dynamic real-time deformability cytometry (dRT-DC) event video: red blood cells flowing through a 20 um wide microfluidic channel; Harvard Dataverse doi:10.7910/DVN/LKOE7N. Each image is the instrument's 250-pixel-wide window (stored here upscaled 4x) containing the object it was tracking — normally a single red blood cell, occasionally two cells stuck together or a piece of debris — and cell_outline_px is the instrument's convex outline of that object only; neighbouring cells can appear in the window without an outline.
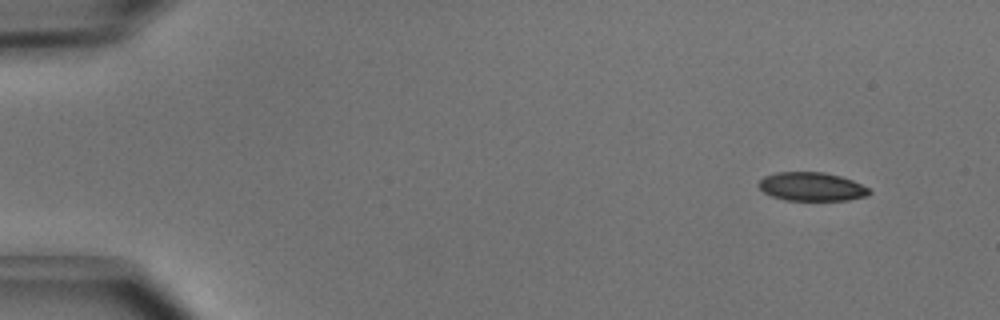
{"species": "common noctule bat (a hibernating species)", "species_latin": "Nyctalus noctula", "temperature_condition": "cold", "stored_images_in_passage": 4, "camera_frame_rate_fps": 3000, "um_per_image_px": 0.085, "animal": {"sex": "male", "body_mass_g": 15.6}, "frame": {"image": 1, "passage_image": 1, "time_ms": 0.0, "image_size_px": [1000, 320], "cell_outline_px": [[872, 192], [868, 196], [848, 200], [784, 200], [772, 196], [764, 192], [756, 184], [764, 176], [776, 172], [824, 172], [840, 176], [852, 180], [868, 188]], "centroid_in_image_um": [68.98, 15.86], "position_along_channel_um": 16.0, "area_um2": 18.5}}
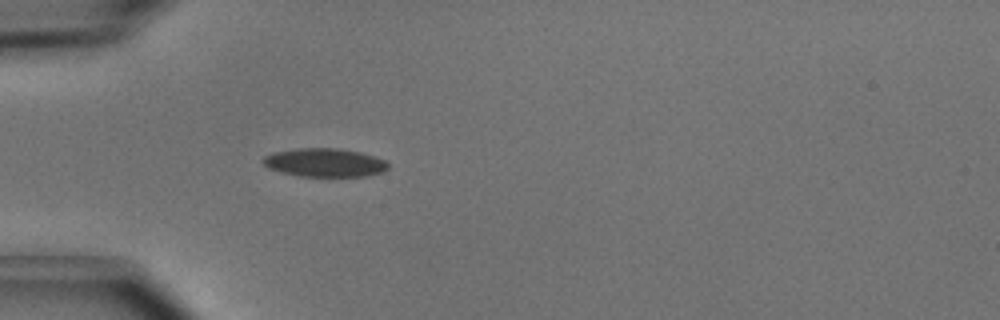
{"frame": {"image": 2, "passage_image": 4, "time_ms": 1.0, "image_size_px": [1000, 320], "cell_outline_px": [[388, 168], [384, 172], [364, 176], [300, 176], [280, 172], [268, 168], [260, 160], [264, 156], [272, 152], [296, 148], [336, 148], [360, 152], [384, 160], [388, 164]], "centroid_in_image_um": [27.55, 13.82], "position_along_channel_um": 57.5, "area_um2": 20.81}}